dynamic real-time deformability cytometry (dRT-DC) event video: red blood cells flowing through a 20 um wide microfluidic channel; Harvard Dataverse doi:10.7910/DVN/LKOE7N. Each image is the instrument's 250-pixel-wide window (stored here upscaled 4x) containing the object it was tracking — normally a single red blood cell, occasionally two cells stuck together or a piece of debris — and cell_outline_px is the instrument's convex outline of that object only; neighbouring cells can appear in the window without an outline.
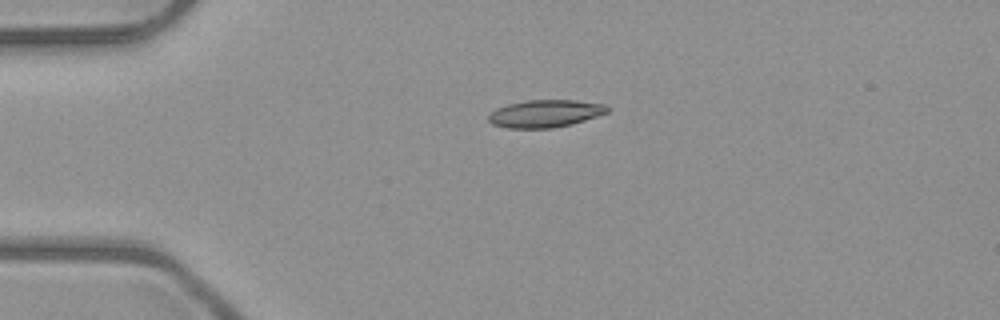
{"species": "common noctule bat (a hibernating species)", "species_latin": "Nyctalus noctula", "temperature_condition": "room temperature", "stored_images_in_passage": 2, "camera_frame_rate_fps": 3000, "um_per_image_px": 0.085, "animal": {"sex": "male", "body_mass_g": 23.1, "forearm_length_mm": 52.7}, "frame": {"image": 1, "passage_image": 1, "time_ms": 0.0, "image_size_px": [1000, 320], "cell_outline_px": [[608, 112], [572, 124], [552, 128], [508, 128], [492, 124], [488, 120], [488, 116], [496, 108], [508, 104], [528, 100], [572, 100], [604, 104], [608, 108]], "centroid_in_image_um": [46.31, 9.65], "position_along_channel_um": 38.7, "area_um2": 18.84}}